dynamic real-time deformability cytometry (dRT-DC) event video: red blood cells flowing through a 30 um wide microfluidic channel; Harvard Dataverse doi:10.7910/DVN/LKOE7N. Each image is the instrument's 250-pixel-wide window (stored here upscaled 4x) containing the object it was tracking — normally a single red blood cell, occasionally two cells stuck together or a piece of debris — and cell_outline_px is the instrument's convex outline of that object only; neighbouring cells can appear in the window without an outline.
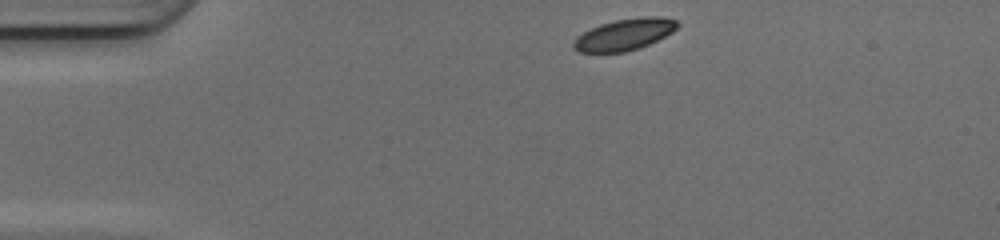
{"species": "common noctule bat (a hibernating species)", "species_latin": "Nyctalus noctula", "temperature_condition": "cold", "stored_images_in_passage": 41, "camera_frame_rate_fps": 3000, "um_per_image_px": 0.085, "animal": {"sex": "female", "body_mass_g": 17.0, "forearm_length_mm": 48.0}, "frame": {"image": 1, "passage_image": 1, "time_ms": 0.0, "image_size_px": [1000, 240], "cell_outline_px": [[680, 24], [672, 32], [648, 44], [624, 52], [580, 52], [572, 48], [572, 44], [576, 36], [600, 24], [616, 20], [644, 16], [660, 16], [676, 20]], "centroid_in_image_um": [53.06, 2.92], "position_along_channel_um": 31.9, "area_um2": 18.84}}
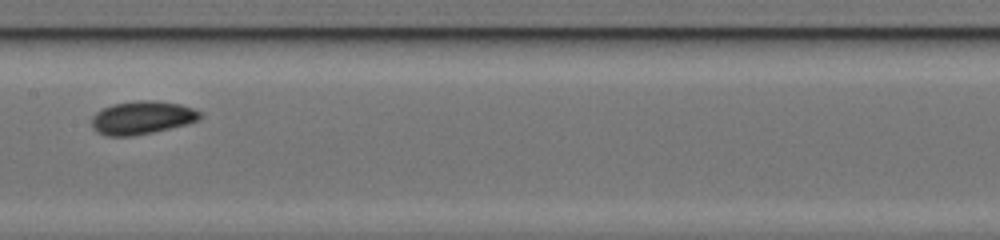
{"frame": {"image": 2, "passage_image": 17, "time_ms": 5.333, "image_size_px": [1000, 240], "cell_outline_px": [[200, 120], [188, 124], [152, 132], [132, 136], [108, 136], [96, 132], [92, 128], [92, 116], [96, 112], [112, 104], [140, 100], [148, 100], [180, 104], [192, 108], [200, 112]], "centroid_in_image_um": [12.05, 10.01], "position_along_channel_um": 195.3, "area_um2": 20.87}}
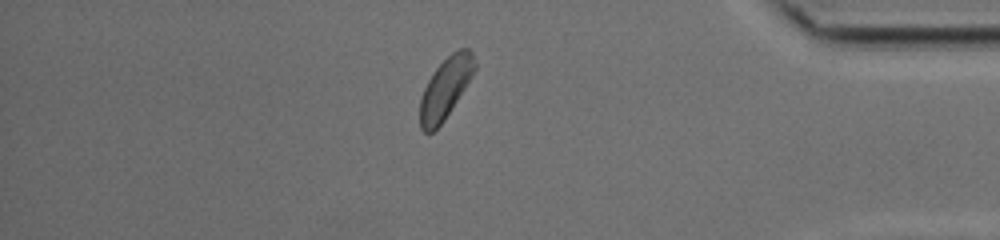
{"frame": {"image": 3, "passage_image": 34, "time_ms": 11.0, "image_size_px": [1000, 240], "cell_outline_px": [[476, 68], [472, 76], [444, 120], [432, 132], [424, 132], [420, 128], [420, 96], [428, 80], [436, 68], [452, 52], [460, 48], [468, 48], [472, 52], [476, 60]], "centroid_in_image_um": [37.86, 7.47], "position_along_channel_um": 397.3, "area_um2": 19.19}, "authors_computed_cell_mechanics": {"area_um2": 19.5942, "velocity_mm_per_s": 4.1348, "shape_relaxation_time_tau1_ms": 1.8338, "shape_relaxation_time_tau2_ms": null, "deformation_change_tau1": 0.0581, "deformation_change_tau2": null}}